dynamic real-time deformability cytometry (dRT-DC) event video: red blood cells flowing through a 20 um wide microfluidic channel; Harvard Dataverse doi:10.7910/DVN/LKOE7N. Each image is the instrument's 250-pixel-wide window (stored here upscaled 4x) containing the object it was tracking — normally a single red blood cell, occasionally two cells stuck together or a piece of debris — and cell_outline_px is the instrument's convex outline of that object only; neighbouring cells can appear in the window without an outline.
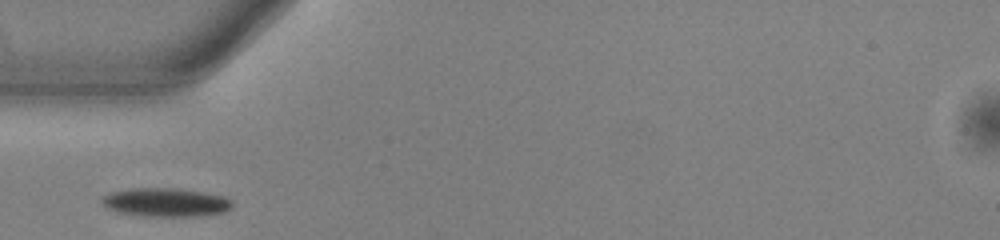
{"species": "common noctule bat (a hibernating species)", "species_latin": "Nyctalus noctula", "temperature_condition": "warm", "stored_images_in_passage": 27, "camera_frame_rate_fps": 3000, "um_per_image_px": 0.085, "animal": {"sex": "male", "body_mass_g": 13.0, "forearm_length_mm": 53.1}, "frame": {"image": 1, "passage_image": 1, "time_ms": 0.0, "image_size_px": [1000, 240], "cell_outline_px": [[232, 208], [224, 212], [188, 216], [144, 216], [120, 212], [108, 208], [100, 200], [104, 196], [112, 192], [132, 188], [176, 188], [204, 192], [224, 196], [232, 200]], "centroid_in_image_um": [14.11, 17.19], "position_along_channel_um": 70.9, "area_um2": 21.5}}
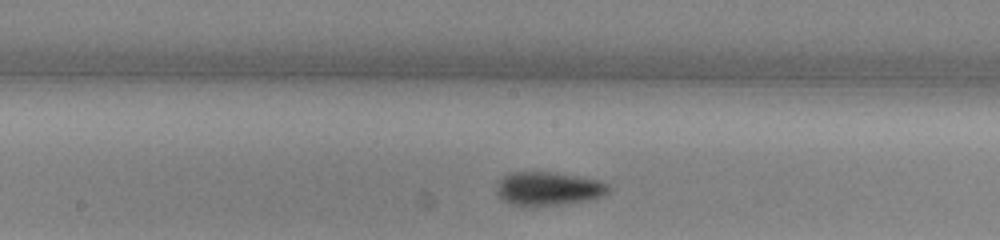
{"frame": {"image": 2, "passage_image": 11, "time_ms": 3.333, "image_size_px": [1000, 240], "cell_outline_px": [[608, 192], [600, 196], [584, 200], [556, 204], [512, 204], [504, 200], [496, 192], [496, 184], [504, 176], [512, 172], [556, 172], [600, 180], [608, 184]], "centroid_in_image_um": [46.59, 15.99], "position_along_channel_um": 201.6, "area_um2": 21.21}}
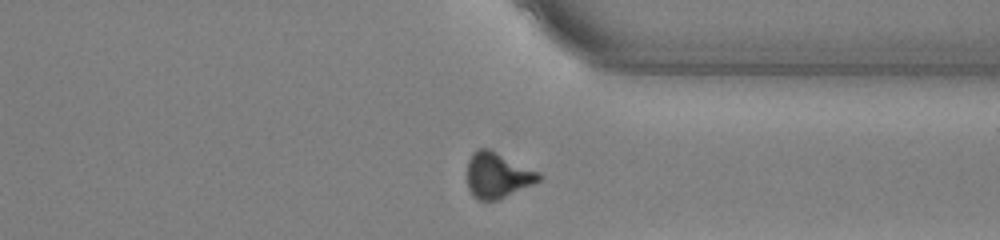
{"frame": {"image": 3, "passage_image": 24, "time_ms": 7.667, "image_size_px": [1000, 240], "cell_outline_px": [[544, 176], [540, 180], [500, 200], [476, 200], [472, 196], [468, 188], [468, 160], [472, 152], [476, 148], [488, 148], [540, 172]], "centroid_in_image_um": [42.28, 14.9], "position_along_channel_um": 369.1, "area_um2": 19.19}}